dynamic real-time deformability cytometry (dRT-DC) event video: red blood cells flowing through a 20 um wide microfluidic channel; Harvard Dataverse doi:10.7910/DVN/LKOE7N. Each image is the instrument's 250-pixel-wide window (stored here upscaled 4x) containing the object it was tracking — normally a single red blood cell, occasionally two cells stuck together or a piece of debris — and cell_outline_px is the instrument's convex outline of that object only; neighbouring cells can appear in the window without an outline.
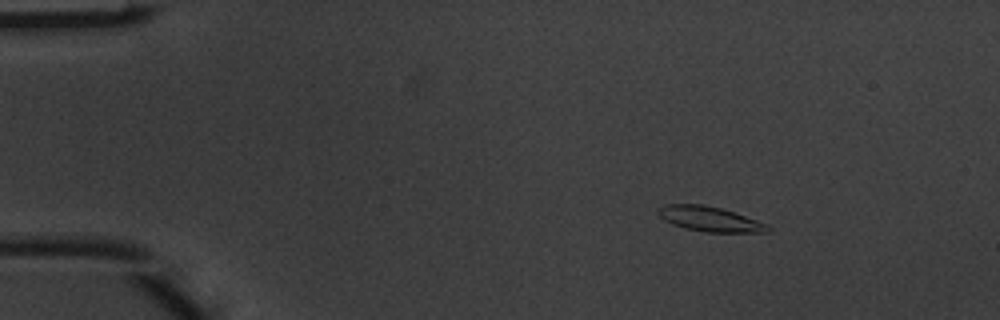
{"species": "common noctule bat (a hibernating species)", "species_latin": "Nyctalus noctula", "temperature_condition": "warm", "stored_images_in_passage": 3, "camera_frame_rate_fps": 3000, "um_per_image_px": 0.085, "animal": {"sex": "male", "body_mass_g": 20.1, "forearm_length_mm": 53.5}, "frame": {"image": 1, "passage_image": 1, "time_ms": 0.0, "image_size_px": [1000, 320], "cell_outline_px": [[772, 228], [768, 232], [704, 232], [684, 228], [672, 224], [664, 220], [656, 212], [656, 208], [664, 204], [704, 204], [720, 208], [768, 224]], "centroid_in_image_um": [60.28, 18.61], "position_along_channel_um": 24.7, "area_um2": 15.95}}